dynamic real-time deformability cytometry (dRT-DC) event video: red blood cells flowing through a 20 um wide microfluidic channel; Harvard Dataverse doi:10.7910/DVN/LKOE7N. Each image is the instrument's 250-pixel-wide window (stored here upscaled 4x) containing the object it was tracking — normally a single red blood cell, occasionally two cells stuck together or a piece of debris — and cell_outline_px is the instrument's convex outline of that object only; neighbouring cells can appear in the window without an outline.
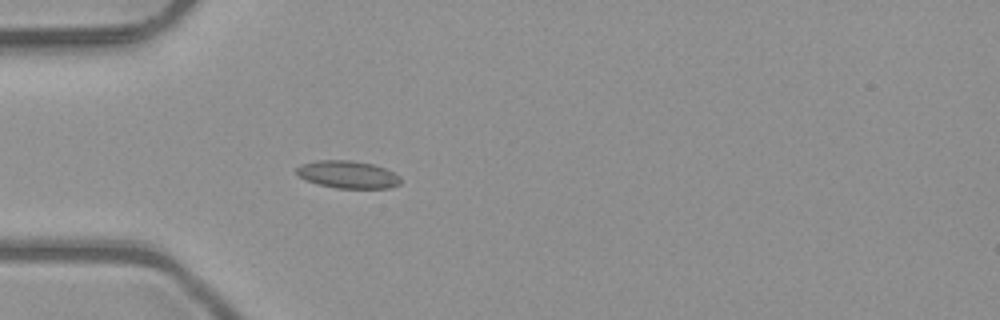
{"species": "common noctule bat (a hibernating species)", "species_latin": "Nyctalus noctula", "temperature_condition": "room temperature", "stored_images_in_passage": 3, "camera_frame_rate_fps": 3000, "um_per_image_px": 0.085, "animal": {"sex": "male", "body_mass_g": 23.1, "forearm_length_mm": 52.7}, "frame": {"image": 1, "passage_image": 3, "time_ms": 0.667, "image_size_px": [1000, 320], "cell_outline_px": [[400, 184], [392, 188], [336, 188], [316, 184], [304, 180], [296, 172], [296, 168], [300, 164], [316, 160], [352, 160], [372, 164], [384, 168], [400, 176]], "centroid_in_image_um": [29.53, 14.83], "position_along_channel_um": 55.5, "area_um2": 16.82}}